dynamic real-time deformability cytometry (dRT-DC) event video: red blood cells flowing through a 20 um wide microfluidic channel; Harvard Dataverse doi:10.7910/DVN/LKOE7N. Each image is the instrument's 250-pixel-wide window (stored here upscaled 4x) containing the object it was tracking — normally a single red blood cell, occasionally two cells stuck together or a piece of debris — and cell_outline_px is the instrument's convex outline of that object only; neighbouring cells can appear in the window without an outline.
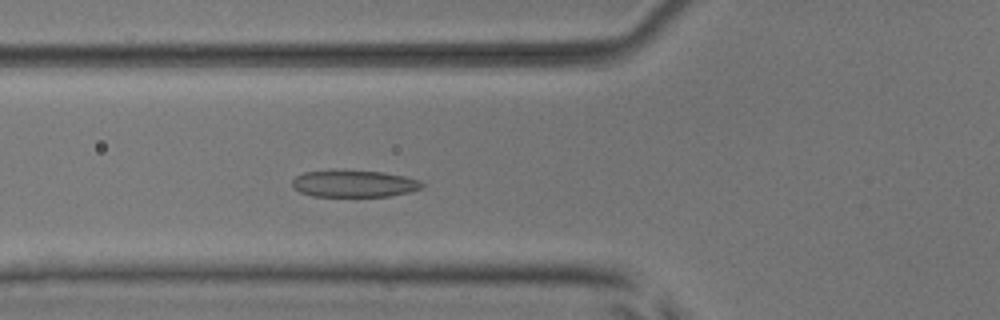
{"species": "common noctule bat (a hibernating species)", "species_latin": "Nyctalus noctula", "temperature_condition": "room temperature", "stored_images_in_passage": 52, "camera_frame_rate_fps": 3000, "um_per_image_px": 0.085, "animal": {"sex": "male", "body_mass_g": 17.9, "forearm_length_mm": 54.2}, "frame": {"image": 1, "passage_image": 19, "time_ms": 6.0, "image_size_px": [1000, 320], "cell_outline_px": [[424, 188], [408, 192], [388, 196], [312, 196], [300, 192], [292, 188], [292, 180], [296, 176], [304, 172], [384, 172], [404, 176], [420, 180], [424, 184]], "centroid_in_image_um": [30.12, 15.64], "position_along_channel_um": 95.7, "area_um2": 19.83}}
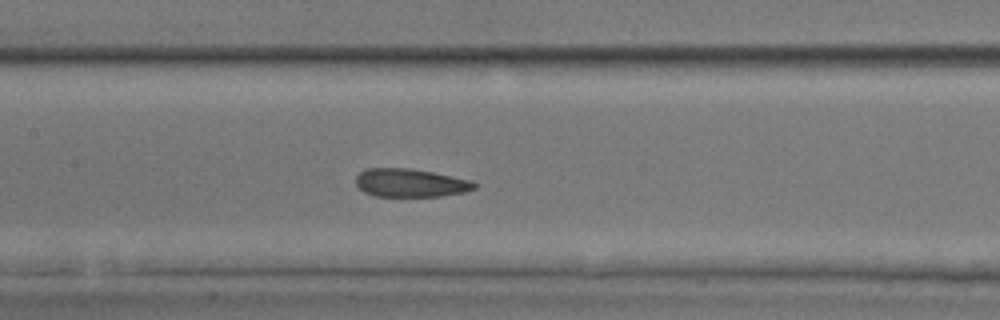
{"frame": {"image": 2, "passage_image": 25, "time_ms": 8.0, "image_size_px": [1000, 320], "cell_outline_px": [[476, 188], [464, 192], [440, 196], [376, 196], [364, 192], [356, 184], [356, 176], [364, 168], [408, 168], [432, 172], [472, 180], [476, 184]], "centroid_in_image_um": [34.87, 15.54], "position_along_channel_um": 172.5, "area_um2": 19.48}}
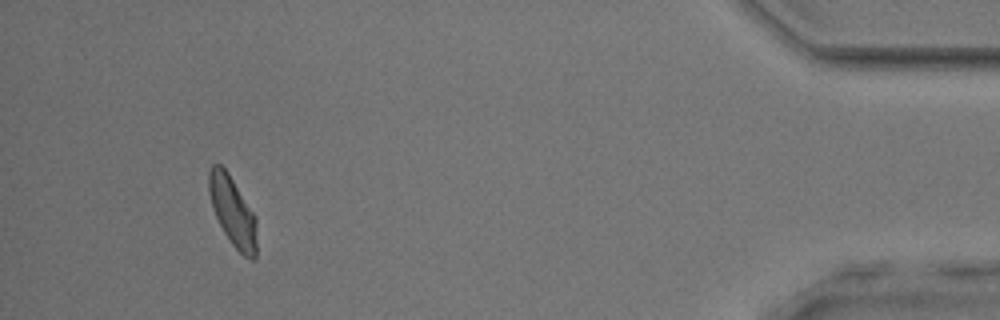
{"frame": {"image": 3, "passage_image": 49, "time_ms": 16.0, "image_size_px": [1000, 320], "cell_outline_px": [[256, 260], [252, 260], [244, 256], [228, 240], [212, 208], [208, 192], [208, 172], [212, 164], [220, 164], [228, 172], [256, 216]], "centroid_in_image_um": [19.77, 17.96], "position_along_channel_um": 415.4, "area_um2": 19.48}, "authors_computed_cell_mechanics": {"area_um2": 20.2011, "velocity_mm_per_s": 3.8455, "shape_relaxation_time_tau1_ms": 3.2, "shape_relaxation_time_tau2_ms": 1.7087, "deformation_change_tau1": 0.1224, "deformation_change_tau2": 0.0981}}